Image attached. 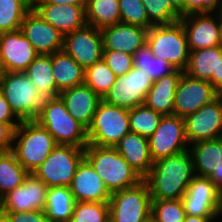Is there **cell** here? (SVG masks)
I'll list each match as a JSON object with an SVG mask.
<instances>
[{
  "label": "cell",
  "mask_w": 222,
  "mask_h": 222,
  "mask_svg": "<svg viewBox=\"0 0 222 222\" xmlns=\"http://www.w3.org/2000/svg\"><path fill=\"white\" fill-rule=\"evenodd\" d=\"M186 212L181 199L151 200L153 222H184Z\"/></svg>",
  "instance_id": "cell-37"
},
{
  "label": "cell",
  "mask_w": 222,
  "mask_h": 222,
  "mask_svg": "<svg viewBox=\"0 0 222 222\" xmlns=\"http://www.w3.org/2000/svg\"><path fill=\"white\" fill-rule=\"evenodd\" d=\"M180 21L190 51L221 45L219 13H191L181 16Z\"/></svg>",
  "instance_id": "cell-16"
},
{
  "label": "cell",
  "mask_w": 222,
  "mask_h": 222,
  "mask_svg": "<svg viewBox=\"0 0 222 222\" xmlns=\"http://www.w3.org/2000/svg\"><path fill=\"white\" fill-rule=\"evenodd\" d=\"M108 218V202H76L70 222H106Z\"/></svg>",
  "instance_id": "cell-39"
},
{
  "label": "cell",
  "mask_w": 222,
  "mask_h": 222,
  "mask_svg": "<svg viewBox=\"0 0 222 222\" xmlns=\"http://www.w3.org/2000/svg\"><path fill=\"white\" fill-rule=\"evenodd\" d=\"M20 31L38 54H53L63 50L64 36L44 21L33 8L26 14Z\"/></svg>",
  "instance_id": "cell-19"
},
{
  "label": "cell",
  "mask_w": 222,
  "mask_h": 222,
  "mask_svg": "<svg viewBox=\"0 0 222 222\" xmlns=\"http://www.w3.org/2000/svg\"><path fill=\"white\" fill-rule=\"evenodd\" d=\"M28 174L12 151L0 153V199L21 185Z\"/></svg>",
  "instance_id": "cell-32"
},
{
  "label": "cell",
  "mask_w": 222,
  "mask_h": 222,
  "mask_svg": "<svg viewBox=\"0 0 222 222\" xmlns=\"http://www.w3.org/2000/svg\"><path fill=\"white\" fill-rule=\"evenodd\" d=\"M183 73V71L175 70L173 73L153 81L144 104L163 116L173 115L175 92Z\"/></svg>",
  "instance_id": "cell-25"
},
{
  "label": "cell",
  "mask_w": 222,
  "mask_h": 222,
  "mask_svg": "<svg viewBox=\"0 0 222 222\" xmlns=\"http://www.w3.org/2000/svg\"><path fill=\"white\" fill-rule=\"evenodd\" d=\"M114 148L142 178L150 172L154 161L150 155L148 138L129 132Z\"/></svg>",
  "instance_id": "cell-24"
},
{
  "label": "cell",
  "mask_w": 222,
  "mask_h": 222,
  "mask_svg": "<svg viewBox=\"0 0 222 222\" xmlns=\"http://www.w3.org/2000/svg\"><path fill=\"white\" fill-rule=\"evenodd\" d=\"M222 0H185V15L191 13H219Z\"/></svg>",
  "instance_id": "cell-42"
},
{
  "label": "cell",
  "mask_w": 222,
  "mask_h": 222,
  "mask_svg": "<svg viewBox=\"0 0 222 222\" xmlns=\"http://www.w3.org/2000/svg\"><path fill=\"white\" fill-rule=\"evenodd\" d=\"M0 222H9L4 212L0 214Z\"/></svg>",
  "instance_id": "cell-53"
},
{
  "label": "cell",
  "mask_w": 222,
  "mask_h": 222,
  "mask_svg": "<svg viewBox=\"0 0 222 222\" xmlns=\"http://www.w3.org/2000/svg\"><path fill=\"white\" fill-rule=\"evenodd\" d=\"M109 218L113 222H149L151 195L142 180L136 186L111 193Z\"/></svg>",
  "instance_id": "cell-9"
},
{
  "label": "cell",
  "mask_w": 222,
  "mask_h": 222,
  "mask_svg": "<svg viewBox=\"0 0 222 222\" xmlns=\"http://www.w3.org/2000/svg\"><path fill=\"white\" fill-rule=\"evenodd\" d=\"M3 74V68H2V63H1V59H0V76Z\"/></svg>",
  "instance_id": "cell-54"
},
{
  "label": "cell",
  "mask_w": 222,
  "mask_h": 222,
  "mask_svg": "<svg viewBox=\"0 0 222 222\" xmlns=\"http://www.w3.org/2000/svg\"><path fill=\"white\" fill-rule=\"evenodd\" d=\"M63 50L84 69L102 59L100 29L86 25L64 36Z\"/></svg>",
  "instance_id": "cell-14"
},
{
  "label": "cell",
  "mask_w": 222,
  "mask_h": 222,
  "mask_svg": "<svg viewBox=\"0 0 222 222\" xmlns=\"http://www.w3.org/2000/svg\"><path fill=\"white\" fill-rule=\"evenodd\" d=\"M38 55L20 29L0 34V59L3 72H25Z\"/></svg>",
  "instance_id": "cell-18"
},
{
  "label": "cell",
  "mask_w": 222,
  "mask_h": 222,
  "mask_svg": "<svg viewBox=\"0 0 222 222\" xmlns=\"http://www.w3.org/2000/svg\"><path fill=\"white\" fill-rule=\"evenodd\" d=\"M102 59L116 77L123 76L133 67V55L117 50H103Z\"/></svg>",
  "instance_id": "cell-41"
},
{
  "label": "cell",
  "mask_w": 222,
  "mask_h": 222,
  "mask_svg": "<svg viewBox=\"0 0 222 222\" xmlns=\"http://www.w3.org/2000/svg\"><path fill=\"white\" fill-rule=\"evenodd\" d=\"M75 203L70 187H49L46 195L45 215L49 222H70Z\"/></svg>",
  "instance_id": "cell-29"
},
{
  "label": "cell",
  "mask_w": 222,
  "mask_h": 222,
  "mask_svg": "<svg viewBox=\"0 0 222 222\" xmlns=\"http://www.w3.org/2000/svg\"><path fill=\"white\" fill-rule=\"evenodd\" d=\"M162 117L145 104L129 109L130 132L149 138L158 128Z\"/></svg>",
  "instance_id": "cell-36"
},
{
  "label": "cell",
  "mask_w": 222,
  "mask_h": 222,
  "mask_svg": "<svg viewBox=\"0 0 222 222\" xmlns=\"http://www.w3.org/2000/svg\"><path fill=\"white\" fill-rule=\"evenodd\" d=\"M2 213V205H1V199H0V214Z\"/></svg>",
  "instance_id": "cell-55"
},
{
  "label": "cell",
  "mask_w": 222,
  "mask_h": 222,
  "mask_svg": "<svg viewBox=\"0 0 222 222\" xmlns=\"http://www.w3.org/2000/svg\"><path fill=\"white\" fill-rule=\"evenodd\" d=\"M59 97L68 113L88 130L102 99L86 84L62 90Z\"/></svg>",
  "instance_id": "cell-23"
},
{
  "label": "cell",
  "mask_w": 222,
  "mask_h": 222,
  "mask_svg": "<svg viewBox=\"0 0 222 222\" xmlns=\"http://www.w3.org/2000/svg\"><path fill=\"white\" fill-rule=\"evenodd\" d=\"M129 132V109L101 100L87 130L88 145L115 147Z\"/></svg>",
  "instance_id": "cell-7"
},
{
  "label": "cell",
  "mask_w": 222,
  "mask_h": 222,
  "mask_svg": "<svg viewBox=\"0 0 222 222\" xmlns=\"http://www.w3.org/2000/svg\"><path fill=\"white\" fill-rule=\"evenodd\" d=\"M219 28H220V39L222 45V14L219 12Z\"/></svg>",
  "instance_id": "cell-52"
},
{
  "label": "cell",
  "mask_w": 222,
  "mask_h": 222,
  "mask_svg": "<svg viewBox=\"0 0 222 222\" xmlns=\"http://www.w3.org/2000/svg\"><path fill=\"white\" fill-rule=\"evenodd\" d=\"M0 92L21 121L35 120L46 99L25 72H3Z\"/></svg>",
  "instance_id": "cell-6"
},
{
  "label": "cell",
  "mask_w": 222,
  "mask_h": 222,
  "mask_svg": "<svg viewBox=\"0 0 222 222\" xmlns=\"http://www.w3.org/2000/svg\"><path fill=\"white\" fill-rule=\"evenodd\" d=\"M210 180L213 181V183L222 190V161L217 163L214 169V172L209 177Z\"/></svg>",
  "instance_id": "cell-47"
},
{
  "label": "cell",
  "mask_w": 222,
  "mask_h": 222,
  "mask_svg": "<svg viewBox=\"0 0 222 222\" xmlns=\"http://www.w3.org/2000/svg\"><path fill=\"white\" fill-rule=\"evenodd\" d=\"M25 73L45 98L59 96L61 91L57 88L53 77L51 54H39L29 64Z\"/></svg>",
  "instance_id": "cell-30"
},
{
  "label": "cell",
  "mask_w": 222,
  "mask_h": 222,
  "mask_svg": "<svg viewBox=\"0 0 222 222\" xmlns=\"http://www.w3.org/2000/svg\"><path fill=\"white\" fill-rule=\"evenodd\" d=\"M121 23L138 25L149 29L153 24L149 21L142 0H118Z\"/></svg>",
  "instance_id": "cell-40"
},
{
  "label": "cell",
  "mask_w": 222,
  "mask_h": 222,
  "mask_svg": "<svg viewBox=\"0 0 222 222\" xmlns=\"http://www.w3.org/2000/svg\"><path fill=\"white\" fill-rule=\"evenodd\" d=\"M195 176L209 178L217 163L222 161V138L198 141L191 144Z\"/></svg>",
  "instance_id": "cell-27"
},
{
  "label": "cell",
  "mask_w": 222,
  "mask_h": 222,
  "mask_svg": "<svg viewBox=\"0 0 222 222\" xmlns=\"http://www.w3.org/2000/svg\"><path fill=\"white\" fill-rule=\"evenodd\" d=\"M148 144L154 162L189 149L184 118L176 115L163 116L158 128L148 138Z\"/></svg>",
  "instance_id": "cell-11"
},
{
  "label": "cell",
  "mask_w": 222,
  "mask_h": 222,
  "mask_svg": "<svg viewBox=\"0 0 222 222\" xmlns=\"http://www.w3.org/2000/svg\"><path fill=\"white\" fill-rule=\"evenodd\" d=\"M149 21L153 25L171 24L179 21L180 13L169 0H142Z\"/></svg>",
  "instance_id": "cell-38"
},
{
  "label": "cell",
  "mask_w": 222,
  "mask_h": 222,
  "mask_svg": "<svg viewBox=\"0 0 222 222\" xmlns=\"http://www.w3.org/2000/svg\"><path fill=\"white\" fill-rule=\"evenodd\" d=\"M32 3H51L59 5H85L83 0H33Z\"/></svg>",
  "instance_id": "cell-48"
},
{
  "label": "cell",
  "mask_w": 222,
  "mask_h": 222,
  "mask_svg": "<svg viewBox=\"0 0 222 222\" xmlns=\"http://www.w3.org/2000/svg\"><path fill=\"white\" fill-rule=\"evenodd\" d=\"M147 31V28L125 23L100 29L103 50H117L134 55L146 43Z\"/></svg>",
  "instance_id": "cell-22"
},
{
  "label": "cell",
  "mask_w": 222,
  "mask_h": 222,
  "mask_svg": "<svg viewBox=\"0 0 222 222\" xmlns=\"http://www.w3.org/2000/svg\"><path fill=\"white\" fill-rule=\"evenodd\" d=\"M146 43L155 57L169 62L176 70L185 72L190 50L180 20L171 24L151 26L147 31Z\"/></svg>",
  "instance_id": "cell-5"
},
{
  "label": "cell",
  "mask_w": 222,
  "mask_h": 222,
  "mask_svg": "<svg viewBox=\"0 0 222 222\" xmlns=\"http://www.w3.org/2000/svg\"><path fill=\"white\" fill-rule=\"evenodd\" d=\"M171 5L180 13L181 16L185 15V0H169Z\"/></svg>",
  "instance_id": "cell-50"
},
{
  "label": "cell",
  "mask_w": 222,
  "mask_h": 222,
  "mask_svg": "<svg viewBox=\"0 0 222 222\" xmlns=\"http://www.w3.org/2000/svg\"><path fill=\"white\" fill-rule=\"evenodd\" d=\"M32 0H0V34L19 30Z\"/></svg>",
  "instance_id": "cell-33"
},
{
  "label": "cell",
  "mask_w": 222,
  "mask_h": 222,
  "mask_svg": "<svg viewBox=\"0 0 222 222\" xmlns=\"http://www.w3.org/2000/svg\"><path fill=\"white\" fill-rule=\"evenodd\" d=\"M194 177L193 158L187 149L156 160L143 180L148 185L151 200H177L185 194Z\"/></svg>",
  "instance_id": "cell-1"
},
{
  "label": "cell",
  "mask_w": 222,
  "mask_h": 222,
  "mask_svg": "<svg viewBox=\"0 0 222 222\" xmlns=\"http://www.w3.org/2000/svg\"><path fill=\"white\" fill-rule=\"evenodd\" d=\"M51 61L55 84L60 91L84 84L85 69L64 50L51 54Z\"/></svg>",
  "instance_id": "cell-26"
},
{
  "label": "cell",
  "mask_w": 222,
  "mask_h": 222,
  "mask_svg": "<svg viewBox=\"0 0 222 222\" xmlns=\"http://www.w3.org/2000/svg\"><path fill=\"white\" fill-rule=\"evenodd\" d=\"M4 213L9 222H49L44 210Z\"/></svg>",
  "instance_id": "cell-43"
},
{
  "label": "cell",
  "mask_w": 222,
  "mask_h": 222,
  "mask_svg": "<svg viewBox=\"0 0 222 222\" xmlns=\"http://www.w3.org/2000/svg\"><path fill=\"white\" fill-rule=\"evenodd\" d=\"M219 95L210 82L194 79L183 73L175 92L173 115L185 118Z\"/></svg>",
  "instance_id": "cell-12"
},
{
  "label": "cell",
  "mask_w": 222,
  "mask_h": 222,
  "mask_svg": "<svg viewBox=\"0 0 222 222\" xmlns=\"http://www.w3.org/2000/svg\"><path fill=\"white\" fill-rule=\"evenodd\" d=\"M69 187L76 202H108L111 197L103 179L85 158L78 165Z\"/></svg>",
  "instance_id": "cell-21"
},
{
  "label": "cell",
  "mask_w": 222,
  "mask_h": 222,
  "mask_svg": "<svg viewBox=\"0 0 222 222\" xmlns=\"http://www.w3.org/2000/svg\"><path fill=\"white\" fill-rule=\"evenodd\" d=\"M152 84V78L142 69L133 67L123 76L116 77L113 86L102 100L117 107L133 109L144 104Z\"/></svg>",
  "instance_id": "cell-10"
},
{
  "label": "cell",
  "mask_w": 222,
  "mask_h": 222,
  "mask_svg": "<svg viewBox=\"0 0 222 222\" xmlns=\"http://www.w3.org/2000/svg\"><path fill=\"white\" fill-rule=\"evenodd\" d=\"M35 121L44 127L57 145H88L87 130L68 113L61 98H46Z\"/></svg>",
  "instance_id": "cell-3"
},
{
  "label": "cell",
  "mask_w": 222,
  "mask_h": 222,
  "mask_svg": "<svg viewBox=\"0 0 222 222\" xmlns=\"http://www.w3.org/2000/svg\"><path fill=\"white\" fill-rule=\"evenodd\" d=\"M222 215V190H220L219 194V204H218V210H217V218Z\"/></svg>",
  "instance_id": "cell-51"
},
{
  "label": "cell",
  "mask_w": 222,
  "mask_h": 222,
  "mask_svg": "<svg viewBox=\"0 0 222 222\" xmlns=\"http://www.w3.org/2000/svg\"><path fill=\"white\" fill-rule=\"evenodd\" d=\"M56 145L53 136L35 120L22 121L14 131L12 152L24 169L33 173Z\"/></svg>",
  "instance_id": "cell-4"
},
{
  "label": "cell",
  "mask_w": 222,
  "mask_h": 222,
  "mask_svg": "<svg viewBox=\"0 0 222 222\" xmlns=\"http://www.w3.org/2000/svg\"><path fill=\"white\" fill-rule=\"evenodd\" d=\"M85 12L87 25L97 29L121 23L118 0H87Z\"/></svg>",
  "instance_id": "cell-31"
},
{
  "label": "cell",
  "mask_w": 222,
  "mask_h": 222,
  "mask_svg": "<svg viewBox=\"0 0 222 222\" xmlns=\"http://www.w3.org/2000/svg\"><path fill=\"white\" fill-rule=\"evenodd\" d=\"M133 62L134 67L142 69L153 81L169 75L176 70L169 62L155 57L147 43L135 51Z\"/></svg>",
  "instance_id": "cell-34"
},
{
  "label": "cell",
  "mask_w": 222,
  "mask_h": 222,
  "mask_svg": "<svg viewBox=\"0 0 222 222\" xmlns=\"http://www.w3.org/2000/svg\"><path fill=\"white\" fill-rule=\"evenodd\" d=\"M189 145L222 138V94L184 118Z\"/></svg>",
  "instance_id": "cell-13"
},
{
  "label": "cell",
  "mask_w": 222,
  "mask_h": 222,
  "mask_svg": "<svg viewBox=\"0 0 222 222\" xmlns=\"http://www.w3.org/2000/svg\"><path fill=\"white\" fill-rule=\"evenodd\" d=\"M106 222H113V221L110 218H108Z\"/></svg>",
  "instance_id": "cell-56"
},
{
  "label": "cell",
  "mask_w": 222,
  "mask_h": 222,
  "mask_svg": "<svg viewBox=\"0 0 222 222\" xmlns=\"http://www.w3.org/2000/svg\"><path fill=\"white\" fill-rule=\"evenodd\" d=\"M14 129L6 123H0V153L12 151Z\"/></svg>",
  "instance_id": "cell-45"
},
{
  "label": "cell",
  "mask_w": 222,
  "mask_h": 222,
  "mask_svg": "<svg viewBox=\"0 0 222 222\" xmlns=\"http://www.w3.org/2000/svg\"><path fill=\"white\" fill-rule=\"evenodd\" d=\"M84 158L103 179L110 193L136 186L143 180L114 147L87 145Z\"/></svg>",
  "instance_id": "cell-2"
},
{
  "label": "cell",
  "mask_w": 222,
  "mask_h": 222,
  "mask_svg": "<svg viewBox=\"0 0 222 222\" xmlns=\"http://www.w3.org/2000/svg\"><path fill=\"white\" fill-rule=\"evenodd\" d=\"M115 79V74L103 59L87 67L84 72V84L89 86L101 99L113 86Z\"/></svg>",
  "instance_id": "cell-35"
},
{
  "label": "cell",
  "mask_w": 222,
  "mask_h": 222,
  "mask_svg": "<svg viewBox=\"0 0 222 222\" xmlns=\"http://www.w3.org/2000/svg\"><path fill=\"white\" fill-rule=\"evenodd\" d=\"M47 191V185L29 173L21 185L1 198L2 212L44 210Z\"/></svg>",
  "instance_id": "cell-15"
},
{
  "label": "cell",
  "mask_w": 222,
  "mask_h": 222,
  "mask_svg": "<svg viewBox=\"0 0 222 222\" xmlns=\"http://www.w3.org/2000/svg\"><path fill=\"white\" fill-rule=\"evenodd\" d=\"M219 56H222V45L190 51L189 63L184 73L212 84V75H217Z\"/></svg>",
  "instance_id": "cell-28"
},
{
  "label": "cell",
  "mask_w": 222,
  "mask_h": 222,
  "mask_svg": "<svg viewBox=\"0 0 222 222\" xmlns=\"http://www.w3.org/2000/svg\"><path fill=\"white\" fill-rule=\"evenodd\" d=\"M217 217H200L186 215L184 222H213Z\"/></svg>",
  "instance_id": "cell-49"
},
{
  "label": "cell",
  "mask_w": 222,
  "mask_h": 222,
  "mask_svg": "<svg viewBox=\"0 0 222 222\" xmlns=\"http://www.w3.org/2000/svg\"><path fill=\"white\" fill-rule=\"evenodd\" d=\"M22 121L12 111L10 104L0 92V123L9 124L14 130Z\"/></svg>",
  "instance_id": "cell-44"
},
{
  "label": "cell",
  "mask_w": 222,
  "mask_h": 222,
  "mask_svg": "<svg viewBox=\"0 0 222 222\" xmlns=\"http://www.w3.org/2000/svg\"><path fill=\"white\" fill-rule=\"evenodd\" d=\"M220 189L207 177L195 176L181 200L189 216L217 217Z\"/></svg>",
  "instance_id": "cell-17"
},
{
  "label": "cell",
  "mask_w": 222,
  "mask_h": 222,
  "mask_svg": "<svg viewBox=\"0 0 222 222\" xmlns=\"http://www.w3.org/2000/svg\"><path fill=\"white\" fill-rule=\"evenodd\" d=\"M32 8L63 36L87 25L85 5L32 3Z\"/></svg>",
  "instance_id": "cell-20"
},
{
  "label": "cell",
  "mask_w": 222,
  "mask_h": 222,
  "mask_svg": "<svg viewBox=\"0 0 222 222\" xmlns=\"http://www.w3.org/2000/svg\"><path fill=\"white\" fill-rule=\"evenodd\" d=\"M212 85L220 94H222V56H219L217 75H212Z\"/></svg>",
  "instance_id": "cell-46"
},
{
  "label": "cell",
  "mask_w": 222,
  "mask_h": 222,
  "mask_svg": "<svg viewBox=\"0 0 222 222\" xmlns=\"http://www.w3.org/2000/svg\"><path fill=\"white\" fill-rule=\"evenodd\" d=\"M84 159V148L56 145L46 160L33 172L47 187L70 186L78 165Z\"/></svg>",
  "instance_id": "cell-8"
}]
</instances>
